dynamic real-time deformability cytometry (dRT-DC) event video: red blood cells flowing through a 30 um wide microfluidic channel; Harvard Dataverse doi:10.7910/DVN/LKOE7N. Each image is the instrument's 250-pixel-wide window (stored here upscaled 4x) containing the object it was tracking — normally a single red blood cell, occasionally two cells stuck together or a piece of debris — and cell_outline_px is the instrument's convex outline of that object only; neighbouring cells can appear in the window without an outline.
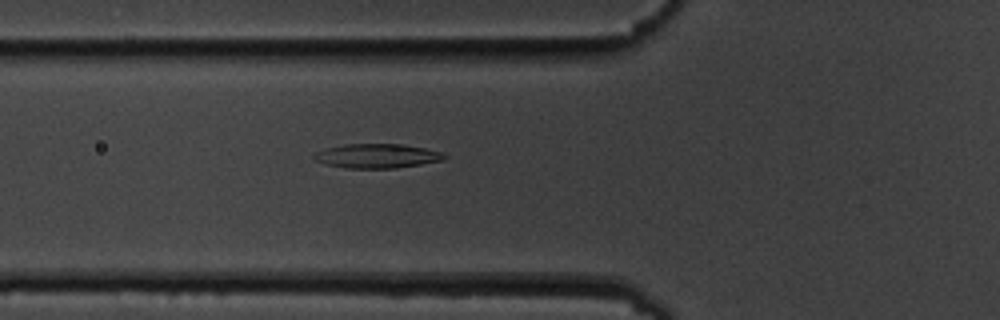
{"species": "common noctule bat (a hibernating species)", "species_latin": "Nyctalus noctula", "temperature_condition": "cold", "stored_images_in_passage": 2, "camera_frame_rate_fps": 3000, "um_per_image_px": 0.085, "animal": {"sex": "male", "body_mass_g": 19.5, "forearm_length_mm": 54.6}, "frame": {"image": 1, "passage_image": 2, "time_ms": 1.0, "image_size_px": [1000, 320], "cell_outline_px": [[448, 156], [444, 160], [396, 168], [344, 168], [312, 160], [312, 156], [316, 152], [324, 148], [344, 144], [404, 144], [424, 148], [440, 152]], "centroid_in_image_um": [32.01, 13.25], "position_along_channel_um": 93.8, "area_um2": 18.5}}